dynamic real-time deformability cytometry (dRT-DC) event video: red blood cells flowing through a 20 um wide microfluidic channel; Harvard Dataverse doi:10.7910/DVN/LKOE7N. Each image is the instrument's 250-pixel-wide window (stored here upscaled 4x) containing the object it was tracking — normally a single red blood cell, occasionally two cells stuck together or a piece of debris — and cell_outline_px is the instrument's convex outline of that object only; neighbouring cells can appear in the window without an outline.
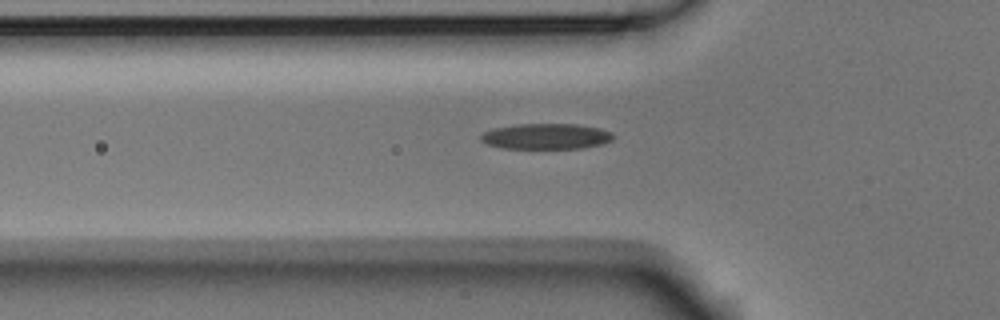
{"species": "Egyptian fruit bat (a non-hibernating species)", "species_latin": "Rousettus aegyptiacus", "temperature_condition": "room temperature", "stored_images_in_passage": 36, "camera_frame_rate_fps": 3000, "um_per_image_px": 0.085, "animal": {"sex": "male"}, "frame": {"image": 1, "passage_image": 4, "time_ms": 1.0, "image_size_px": [1000, 320], "cell_outline_px": [[616, 136], [612, 140], [604, 144], [584, 148], [500, 148], [488, 144], [480, 140], [480, 136], [484, 132], [492, 128], [516, 124], [576, 124], [600, 128], [612, 132]], "centroid_in_image_um": [46.45, 11.59], "position_along_channel_um": 79.3, "area_um2": 20.0}}
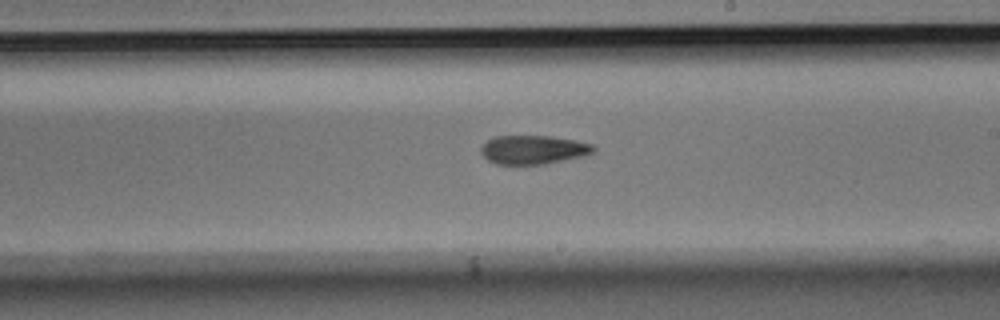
{"frame": {"image": 2, "passage_image": 17, "time_ms": 5.333, "image_size_px": [1000, 320], "cell_outline_px": [[596, 148], [592, 152], [580, 156], [544, 164], [496, 164], [488, 160], [480, 152], [480, 148], [488, 140], [496, 136], [548, 136], [572, 140], [592, 144]], "centroid_in_image_um": [45.28, 12.72], "position_along_channel_um": 243.7, "area_um2": 18.5}}
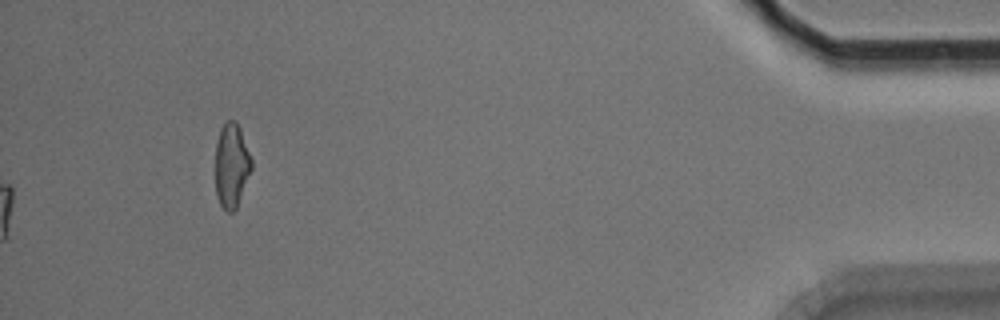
{"frame": {"image": 3, "passage_image": 36, "time_ms": 11.667, "image_size_px": [1000, 320], "cell_outline_px": [[252, 168], [236, 208], [232, 212], [228, 212], [220, 204], [216, 192], [216, 144], [220, 128], [228, 120], [236, 120], [240, 128], [252, 160]], "centroid_in_image_um": [19.68, 14.04], "position_along_channel_um": 415.5, "area_um2": 17.57}, "authors_computed_cell_mechanics": {"area_um2": 19.3919, "velocity_mm_per_s": 3.7661, "shape_relaxation_time_tau1_ms": 6.5711, "shape_relaxation_time_tau2_ms": 4.253, "deformation_change_tau1": 0.1754, "deformation_change_tau2": 0.1359}}